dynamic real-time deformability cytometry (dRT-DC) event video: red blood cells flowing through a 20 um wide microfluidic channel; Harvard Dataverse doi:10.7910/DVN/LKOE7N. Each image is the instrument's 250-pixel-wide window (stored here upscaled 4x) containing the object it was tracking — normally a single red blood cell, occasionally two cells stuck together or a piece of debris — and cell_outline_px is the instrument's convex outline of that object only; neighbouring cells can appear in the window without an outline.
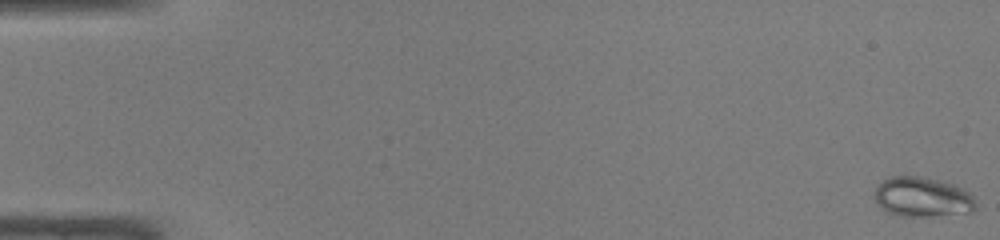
{"species": "common noctule bat (a hibernating species)", "species_latin": "Nyctalus noctula", "temperature_condition": "warm", "stored_images_in_passage": 48, "camera_frame_rate_fps": 3000, "um_per_image_px": 0.085, "animal": {"sex": "male", "body_mass_g": 19.0, "forearm_length_mm": 50.8}, "frame": {"image": 1, "passage_image": 1, "time_ms": 0.0, "image_size_px": [1000, 240], "cell_outline_px": [[976, 208], [972, 212], [928, 216], [900, 216], [888, 212], [876, 204], [872, 196], [876, 188], [884, 180], [892, 176], [920, 176], [956, 184], [968, 192], [972, 196], [976, 204]], "centroid_in_image_um": [78.39, 16.75], "position_along_channel_um": 6.6, "area_um2": 23.58}}
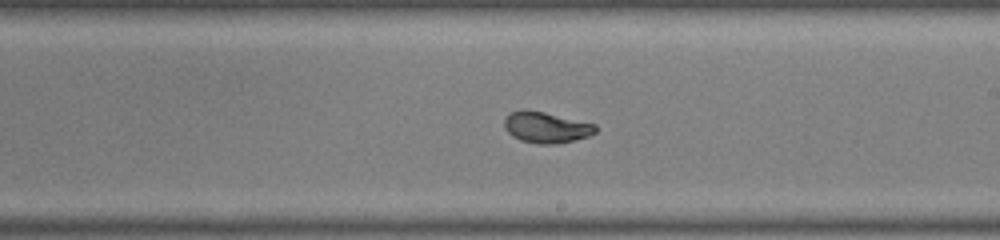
{"frame": {"image": 2, "passage_image": 29, "time_ms": 9.333, "image_size_px": [1000, 240], "cell_outline_px": [[596, 132], [588, 136], [556, 144], [536, 144], [520, 140], [512, 136], [504, 128], [504, 120], [512, 112], [524, 108], [544, 112], [596, 124]], "centroid_in_image_um": [46.4, 10.82], "position_along_channel_um": 242.6, "area_um2": 16.47}}
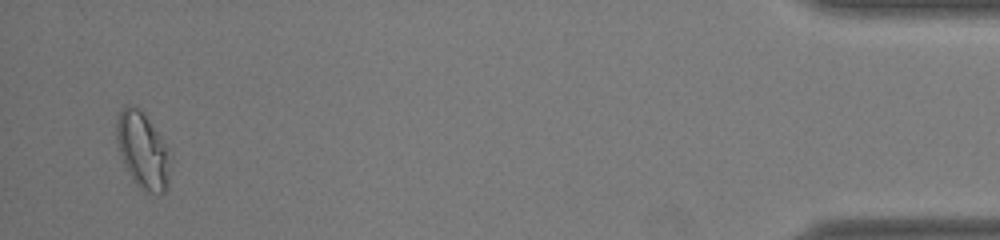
{"frame": {"image": 3, "passage_image": 47, "time_ms": 15.333, "image_size_px": [1000, 240], "cell_outline_px": [[172, 156], [168, 188], [164, 192], [148, 192], [140, 188], [132, 180], [120, 156], [116, 140], [116, 120], [124, 104], [128, 104], [140, 108], [168, 148]], "centroid_in_image_um": [12.13, 12.79], "position_along_channel_um": 423.1, "area_um2": 24.16}, "authors_computed_cell_mechanics": {"area_um2": 17.7446, "velocity_mm_per_s": 4.2763, "shape_relaxation_time_tau1_ms": 5.1435, "shape_relaxation_time_tau2_ms": null, "deformation_change_tau1": 0.2167, "deformation_change_tau2": null}}